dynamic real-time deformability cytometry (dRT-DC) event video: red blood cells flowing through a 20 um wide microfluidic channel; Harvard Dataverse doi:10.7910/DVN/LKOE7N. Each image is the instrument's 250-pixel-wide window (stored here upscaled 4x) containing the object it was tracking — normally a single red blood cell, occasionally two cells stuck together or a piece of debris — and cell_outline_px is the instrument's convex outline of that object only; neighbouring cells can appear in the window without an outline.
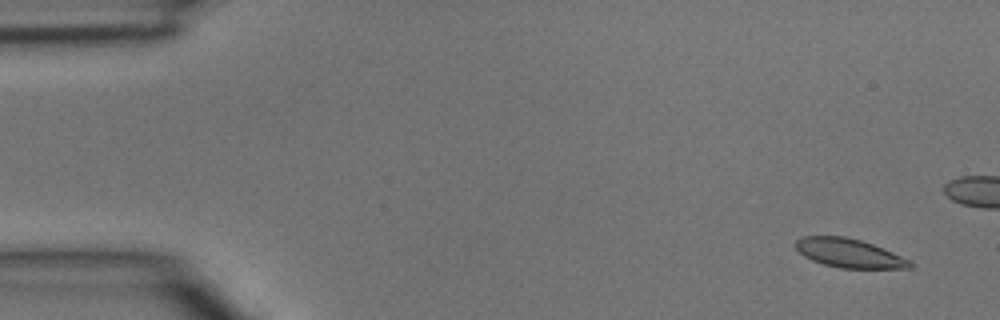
{"species": "common noctule bat (a hibernating species)", "species_latin": "Nyctalus noctula", "temperature_condition": "room temperature", "stored_images_in_passage": 5, "camera_frame_rate_fps": 3000, "um_per_image_px": 0.085, "animal": {"sex": "male", "body_mass_g": 15.6}, "frame": {"image": 1, "passage_image": 1, "time_ms": 0.0, "image_size_px": [1000, 320], "cell_outline_px": [[916, 264], [912, 268], [840, 268], [824, 264], [812, 260], [804, 256], [796, 248], [796, 240], [804, 236], [844, 236], [860, 240], [872, 244], [912, 260]], "centroid_in_image_um": [72.22, 21.52], "position_along_channel_um": 12.8, "area_um2": 19.19}}
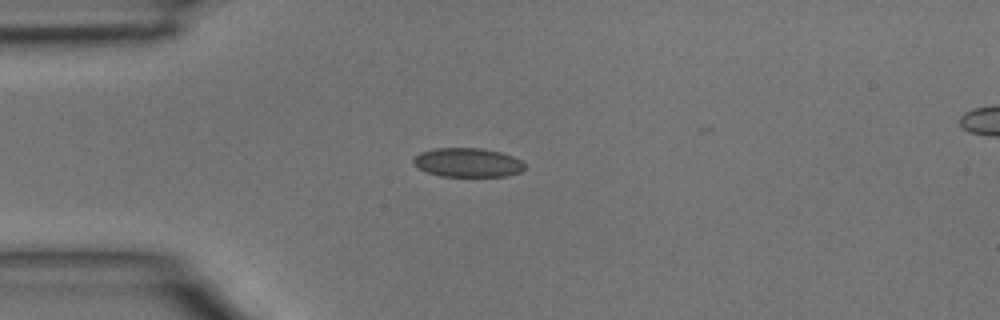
{"frame": {"image": 2, "passage_image": 5, "time_ms": 1.333, "image_size_px": [1000, 320], "cell_outline_px": [[524, 168], [520, 172], [508, 176], [440, 176], [416, 168], [412, 160], [420, 152], [436, 148], [480, 148], [500, 152], [512, 156], [520, 160], [524, 164]], "centroid_in_image_um": [39.73, 13.82], "position_along_channel_um": 45.3, "area_um2": 18.79}}